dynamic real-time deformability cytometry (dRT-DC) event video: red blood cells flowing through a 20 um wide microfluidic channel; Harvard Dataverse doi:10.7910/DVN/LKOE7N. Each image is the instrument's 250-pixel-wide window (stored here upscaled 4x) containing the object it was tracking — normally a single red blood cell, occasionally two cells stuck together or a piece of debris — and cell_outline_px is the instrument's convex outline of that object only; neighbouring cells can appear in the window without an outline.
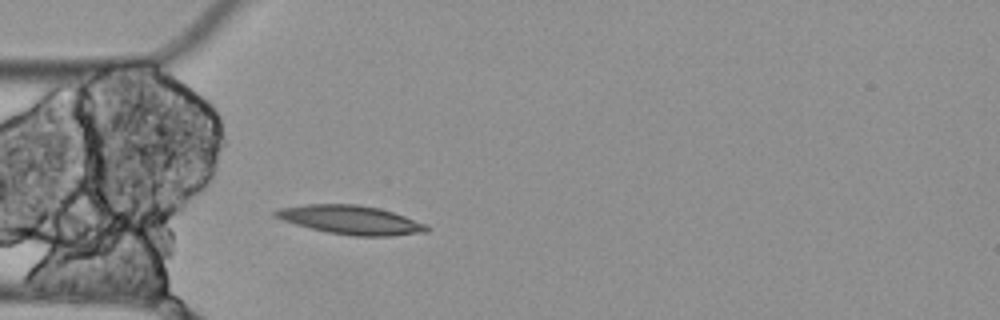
{"species": "Egyptian fruit bat (a non-hibernating species)", "species_latin": "Rousettus aegyptiacus", "temperature_condition": "cold", "stored_images_in_passage": 4, "camera_frame_rate_fps": 3000, "um_per_image_px": 0.085, "animal": {"sex": "female"}, "frame": {"image": 1, "passage_image": 4, "time_ms": 1.0, "image_size_px": [1000, 320], "cell_outline_px": [[428, 232], [392, 236], [352, 236], [328, 232], [296, 224], [272, 216], [272, 212], [280, 208], [304, 204], [356, 204], [380, 208], [428, 224]], "centroid_in_image_um": [29.83, 18.69], "position_along_channel_um": 55.2, "area_um2": 25.37}}